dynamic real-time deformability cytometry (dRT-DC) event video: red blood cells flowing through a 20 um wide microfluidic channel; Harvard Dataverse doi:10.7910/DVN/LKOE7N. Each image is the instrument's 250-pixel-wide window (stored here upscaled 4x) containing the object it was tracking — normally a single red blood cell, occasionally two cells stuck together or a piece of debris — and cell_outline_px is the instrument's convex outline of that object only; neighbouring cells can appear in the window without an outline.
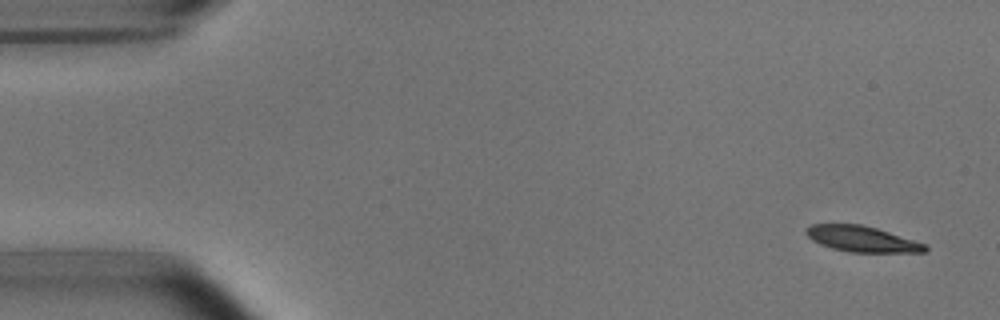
{"species": "common noctule bat (a hibernating species)", "species_latin": "Nyctalus noctula", "temperature_condition": "room temperature", "stored_images_in_passage": 5, "camera_frame_rate_fps": 3000, "um_per_image_px": 0.085, "animal": {"sex": "male", "body_mass_g": 15.6}, "frame": {"image": 1, "passage_image": 1, "time_ms": 0.0, "image_size_px": [1000, 320], "cell_outline_px": [[928, 252], [848, 252], [832, 248], [820, 244], [812, 240], [804, 232], [804, 228], [812, 224], [860, 224], [876, 228], [924, 244], [928, 248]], "centroid_in_image_um": [73.2, 20.31], "position_along_channel_um": 11.8, "area_um2": 17.69}}
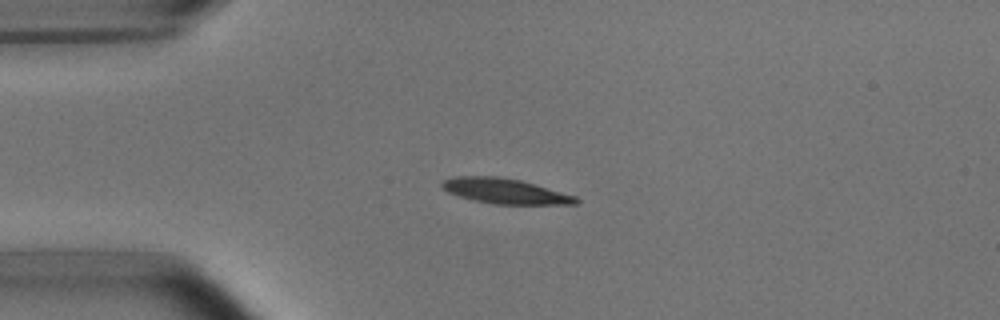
{"frame": {"image": 2, "passage_image": 3, "time_ms": 0.667, "image_size_px": [1000, 320], "cell_outline_px": [[580, 200], [576, 204], [492, 204], [460, 196], [448, 192], [440, 184], [440, 180], [452, 176], [496, 176], [520, 180], [576, 196]], "centroid_in_image_um": [42.89, 16.23], "position_along_channel_um": 42.1, "area_um2": 19.54}}